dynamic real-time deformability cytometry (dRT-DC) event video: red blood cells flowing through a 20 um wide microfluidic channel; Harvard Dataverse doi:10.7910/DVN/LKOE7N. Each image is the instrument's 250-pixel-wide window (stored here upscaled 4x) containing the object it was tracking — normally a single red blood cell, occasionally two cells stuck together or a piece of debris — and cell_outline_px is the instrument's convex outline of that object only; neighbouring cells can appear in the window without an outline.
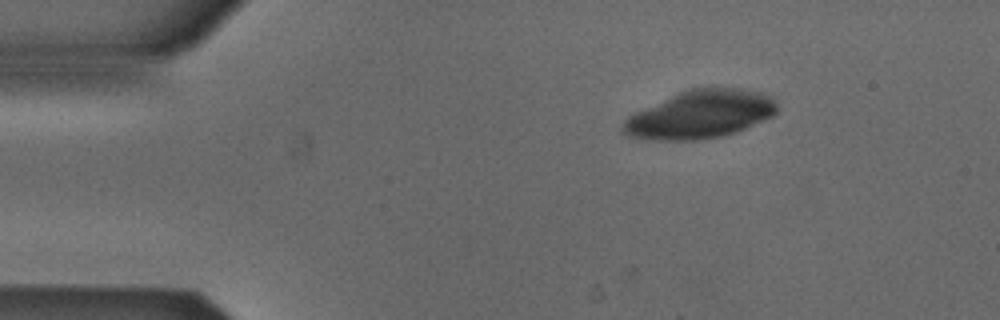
{"species": "Egyptian fruit bat (a non-hibernating species)", "species_latin": "Rousettus aegyptiacus", "temperature_condition": "cold", "stored_images_in_passage": 6, "camera_frame_rate_fps": 3000, "um_per_image_px": 0.085, "animal": {"sex": "male"}, "frame": {"image": 1, "passage_image": 1, "time_ms": 0.0, "image_size_px": [1000, 320], "cell_outline_px": [[776, 112], [772, 116], [736, 132], [720, 136], [696, 140], [656, 140], [628, 136], [620, 132], [620, 128], [624, 120], [628, 116], [644, 108], [688, 88], [740, 88], [760, 92], [772, 96], [776, 100]], "centroid_in_image_um": [59.5, 9.73], "position_along_channel_um": 25.5, "area_um2": 42.95}}